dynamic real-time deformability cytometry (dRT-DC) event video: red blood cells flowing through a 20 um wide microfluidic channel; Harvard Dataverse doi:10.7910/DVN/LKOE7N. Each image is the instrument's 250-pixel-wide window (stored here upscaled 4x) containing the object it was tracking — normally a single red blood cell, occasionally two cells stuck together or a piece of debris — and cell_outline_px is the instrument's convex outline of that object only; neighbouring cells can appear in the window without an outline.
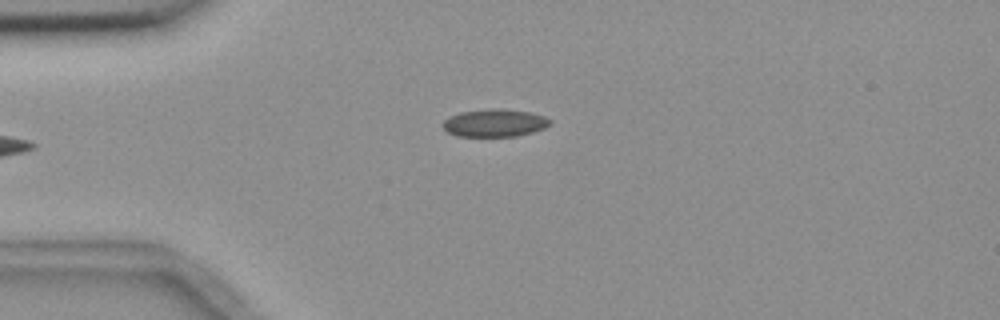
{"species": "common noctule bat (a hibernating species)", "species_latin": "Nyctalus noctula", "temperature_condition": "room temperature", "stored_images_in_passage": 4, "camera_frame_rate_fps": 3000, "um_per_image_px": 0.085, "animal": {"sex": "female", "body_mass_g": 18.4}, "frame": {"image": 1, "passage_image": 4, "time_ms": 3.333, "image_size_px": [1000, 320], "cell_outline_px": [[552, 124], [544, 128], [532, 132], [516, 136], [456, 136], [448, 132], [440, 124], [444, 120], [460, 112], [488, 108], [504, 108], [532, 112], [544, 116], [552, 120]], "centroid_in_image_um": [42.07, 10.43], "position_along_channel_um": 42.9, "area_um2": 17.51}}